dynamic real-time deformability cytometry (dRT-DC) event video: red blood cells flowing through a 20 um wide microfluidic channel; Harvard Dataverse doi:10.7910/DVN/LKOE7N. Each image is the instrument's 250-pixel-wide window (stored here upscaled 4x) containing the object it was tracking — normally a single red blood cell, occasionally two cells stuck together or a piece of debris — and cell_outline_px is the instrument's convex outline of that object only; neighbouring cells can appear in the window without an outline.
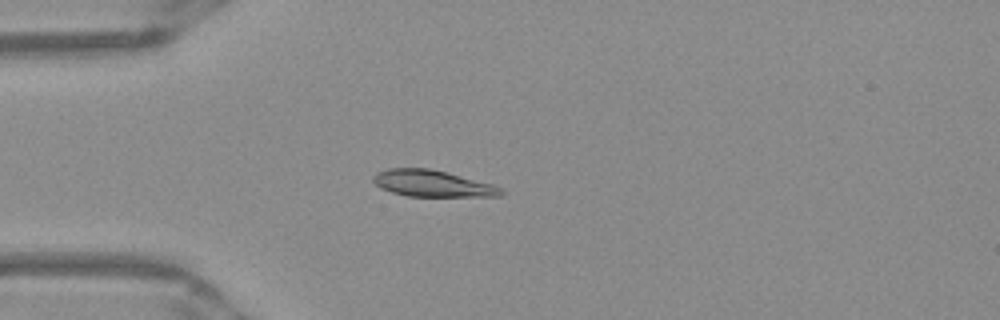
{"species": "Egyptian fruit bat (a non-hibernating species)", "species_latin": "Rousettus aegyptiacus", "temperature_condition": "warm", "stored_images_in_passage": 50, "camera_frame_rate_fps": 3000, "um_per_image_px": 0.085, "frame": {"image": 1, "passage_image": 13, "time_ms": 4.0, "image_size_px": [1000, 320], "cell_outline_px": [[504, 192], [500, 196], [408, 196], [392, 192], [380, 188], [372, 180], [372, 176], [388, 168], [428, 168], [492, 184], [504, 188]], "centroid_in_image_um": [36.75, 15.6], "position_along_channel_um": 48.3, "area_um2": 19.48}}
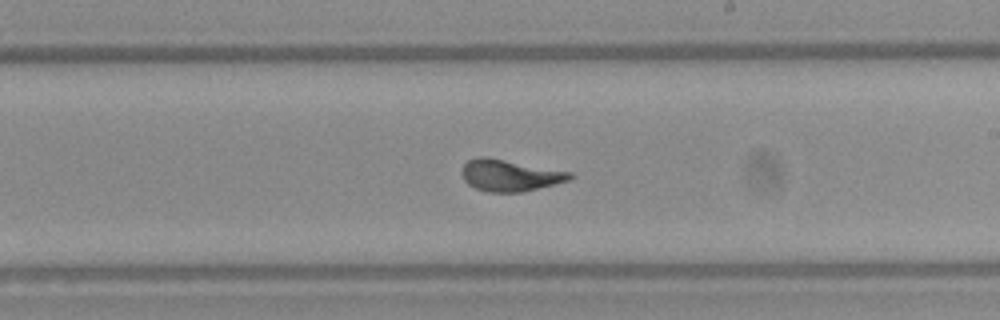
{"frame": {"image": 2, "passage_image": 29, "time_ms": 9.333, "image_size_px": [1000, 320], "cell_outline_px": [[576, 176], [572, 180], [520, 192], [488, 192], [476, 188], [468, 184], [464, 180], [460, 172], [464, 164], [468, 160], [480, 156], [488, 156], [572, 172]], "centroid_in_image_um": [43.35, 14.89], "position_along_channel_um": 245.6, "area_um2": 20.17}}
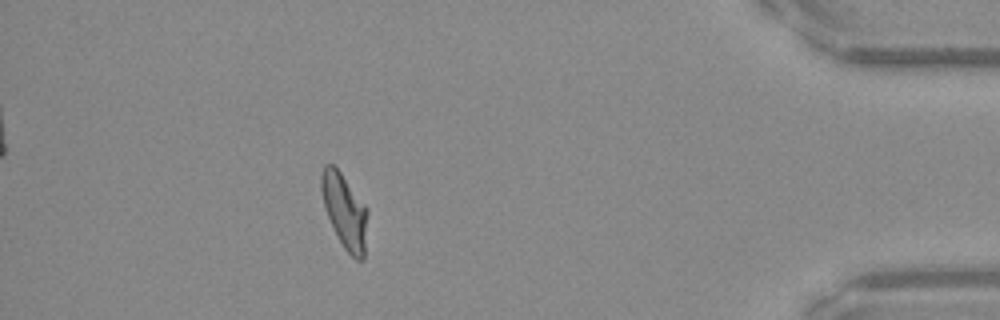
{"frame": {"image": 3, "passage_image": 45, "time_ms": 14.667, "image_size_px": [1000, 320], "cell_outline_px": [[368, 212], [364, 260], [356, 260], [344, 248], [328, 216], [324, 204], [320, 188], [320, 172], [324, 164], [332, 164], [340, 172], [368, 208]], "centroid_in_image_um": [29.3, 17.92], "position_along_channel_um": 405.9, "area_um2": 19.94}}